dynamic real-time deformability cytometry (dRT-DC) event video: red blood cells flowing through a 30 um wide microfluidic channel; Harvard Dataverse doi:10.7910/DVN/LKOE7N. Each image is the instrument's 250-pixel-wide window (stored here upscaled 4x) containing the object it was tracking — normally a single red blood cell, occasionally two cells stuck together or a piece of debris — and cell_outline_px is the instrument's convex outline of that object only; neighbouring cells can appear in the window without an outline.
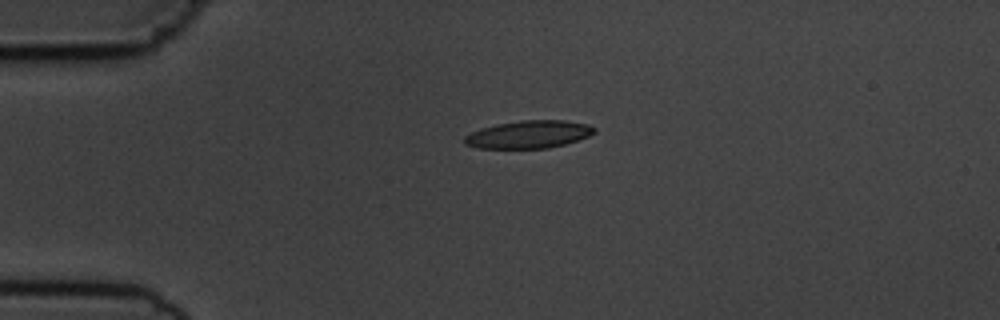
{"species": "common noctule bat (a hibernating species)", "species_latin": "Nyctalus noctula", "temperature_condition": "cold", "stored_images_in_passage": 3, "camera_frame_rate_fps": 3000, "um_per_image_px": 0.085, "animal": {"sex": "male", "body_mass_g": 19.5, "forearm_length_mm": 54.6}, "frame": {"image": 1, "passage_image": 1, "time_ms": 0.0, "image_size_px": [1000, 320], "cell_outline_px": [[596, 132], [588, 136], [564, 144], [548, 148], [476, 148], [464, 144], [464, 136], [480, 128], [496, 124], [520, 120], [564, 120], [588, 124], [596, 128]], "centroid_in_image_um": [44.92, 11.42], "position_along_channel_um": 40.1, "area_um2": 20.98}}
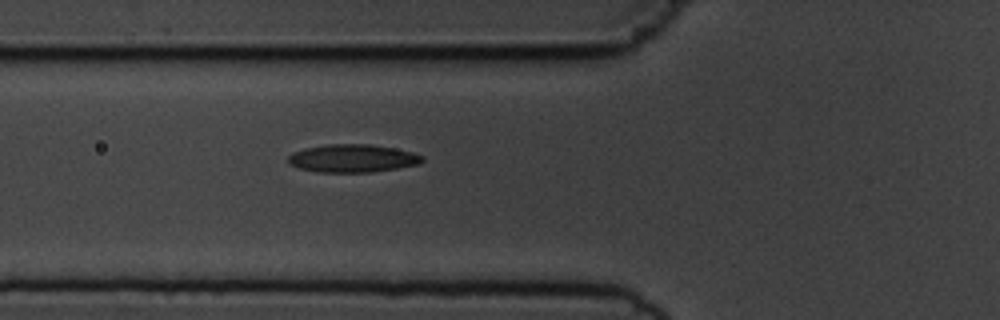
{"frame": {"image": 2, "passage_image": 3, "time_ms": 2.333, "image_size_px": [1000, 320], "cell_outline_px": [[424, 160], [420, 164], [396, 168], [368, 172], [316, 172], [300, 168], [288, 164], [288, 156], [292, 152], [304, 148], [328, 144], [368, 144], [392, 148], [412, 152], [424, 156]], "centroid_in_image_um": [29.94, 13.46], "position_along_channel_um": 95.9, "area_um2": 21.79}}